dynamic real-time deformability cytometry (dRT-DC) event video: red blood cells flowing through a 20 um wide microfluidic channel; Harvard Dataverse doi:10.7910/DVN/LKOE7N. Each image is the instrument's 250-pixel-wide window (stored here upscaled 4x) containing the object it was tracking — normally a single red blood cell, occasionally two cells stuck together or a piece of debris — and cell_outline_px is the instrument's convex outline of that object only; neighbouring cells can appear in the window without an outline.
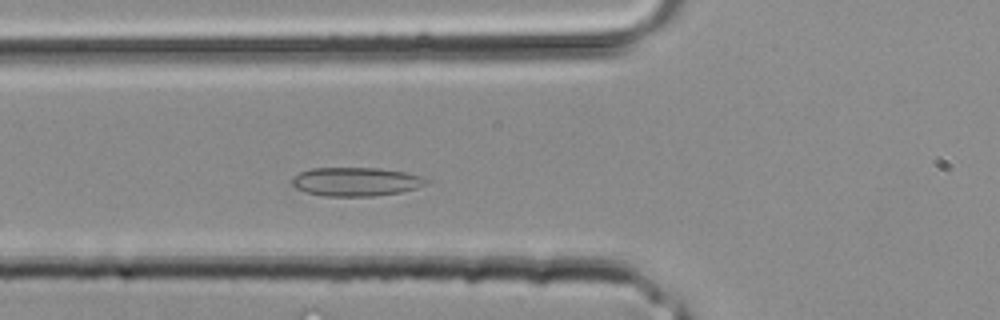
{"species": "common noctule bat (a hibernating species)", "species_latin": "Nyctalus noctula", "temperature_condition": "room temperature", "stored_images_in_passage": 27, "camera_frame_rate_fps": 3000, "um_per_image_px": 0.085, "animal": {"sex": "male", "body_mass_g": 20.4}, "frame": {"image": 1, "passage_image": 7, "time_ms": 2.0, "image_size_px": [1000, 320], "cell_outline_px": [[428, 180], [424, 184], [416, 188], [400, 192], [372, 196], [324, 196], [304, 192], [296, 188], [292, 184], [292, 176], [300, 172], [312, 168], [380, 168], [404, 172], [424, 176]], "centroid_in_image_um": [30.22, 15.44], "position_along_channel_um": 95.6, "area_um2": 22.48}}
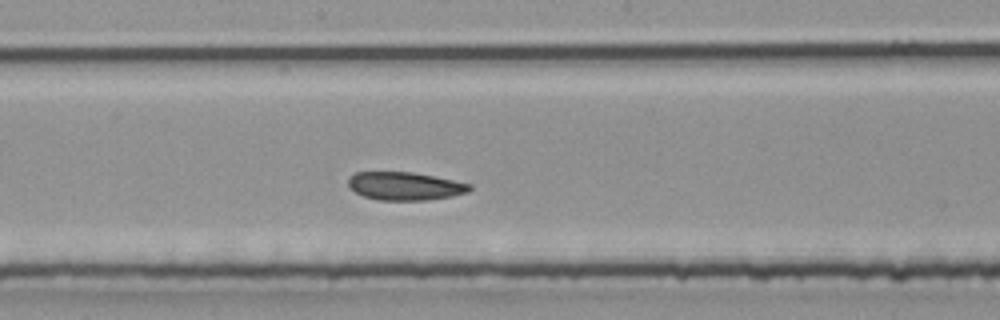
{"frame": {"image": 2, "passage_image": 13, "time_ms": 4.0, "image_size_px": [1000, 320], "cell_outline_px": [[472, 188], [468, 192], [452, 196], [428, 200], [380, 200], [364, 196], [348, 188], [348, 176], [356, 172], [412, 172], [472, 184]], "centroid_in_image_um": [34.4, 15.81], "position_along_channel_um": 213.8, "area_um2": 19.88}}
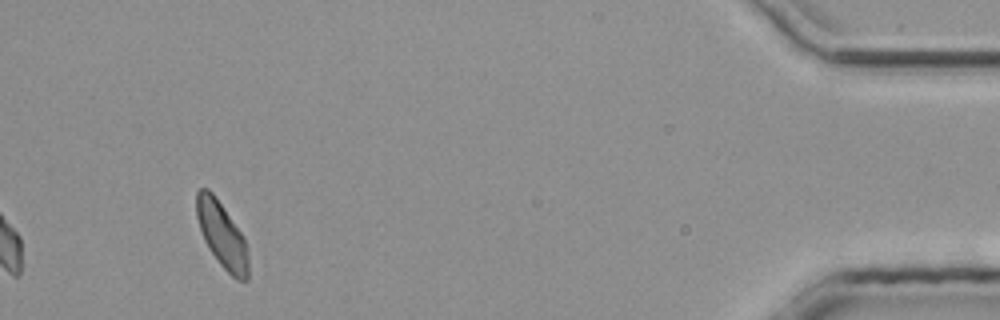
{"frame": {"image": 3, "passage_image": 27, "time_ms": 8.667, "image_size_px": [1000, 320], "cell_outline_px": [[248, 280], [236, 280], [220, 264], [204, 240], [196, 216], [196, 192], [200, 188], [208, 188], [212, 192], [244, 236], [248, 248]], "centroid_in_image_um": [18.88, 19.96], "position_along_channel_um": 416.3, "area_um2": 19.71}}